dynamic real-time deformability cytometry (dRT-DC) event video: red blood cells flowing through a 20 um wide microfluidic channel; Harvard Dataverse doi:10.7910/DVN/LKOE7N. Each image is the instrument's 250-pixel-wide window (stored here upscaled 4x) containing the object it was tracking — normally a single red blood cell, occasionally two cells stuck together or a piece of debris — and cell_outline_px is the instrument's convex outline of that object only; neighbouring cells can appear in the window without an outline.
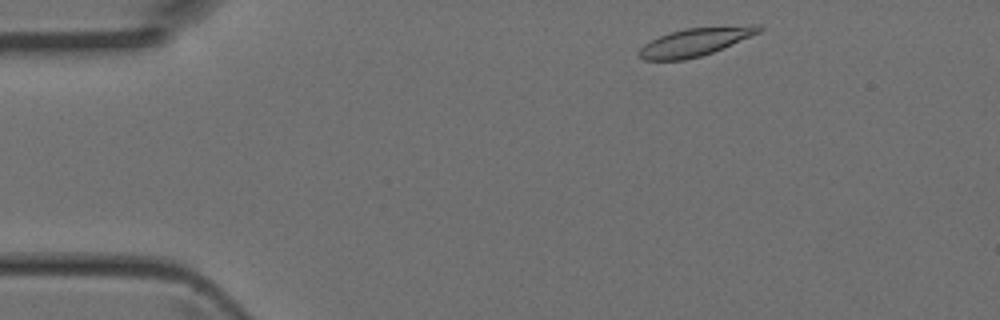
{"species": "Egyptian fruit bat (a non-hibernating species)", "species_latin": "Rousettus aegyptiacus", "temperature_condition": "room temperature", "stored_images_in_passage": 4, "camera_frame_rate_fps": 3000, "um_per_image_px": 0.085, "animal": {"sex": "female"}, "frame": {"image": 1, "passage_image": 1, "time_ms": 0.0, "image_size_px": [1000, 320], "cell_outline_px": [[764, 28], [760, 32], [712, 52], [700, 56], [684, 60], [644, 60], [640, 56], [640, 48], [644, 44], [660, 36], [684, 28], [752, 24], [760, 24]], "centroid_in_image_um": [59.14, 3.54], "position_along_channel_um": 25.9, "area_um2": 19.42}}
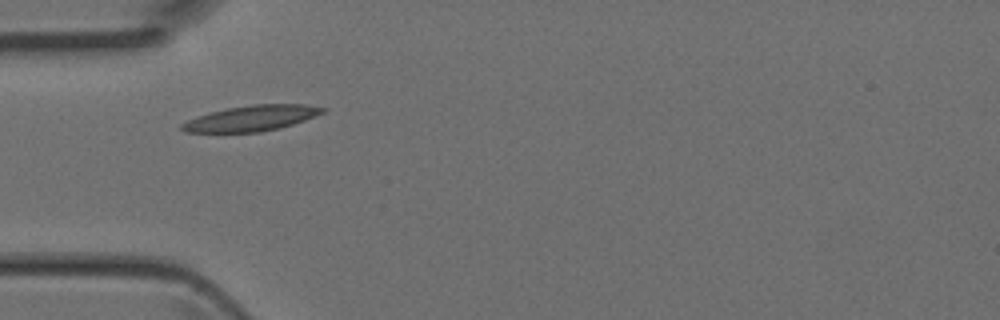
{"frame": {"image": 2, "passage_image": 3, "time_ms": 0.667, "image_size_px": [1000, 320], "cell_outline_px": [[328, 108], [324, 112], [304, 120], [280, 128], [260, 132], [184, 132], [180, 128], [180, 124], [196, 116], [228, 108], [252, 104], [304, 104]], "centroid_in_image_um": [21.37, 10.05], "position_along_channel_um": 63.6, "area_um2": 20.87}}
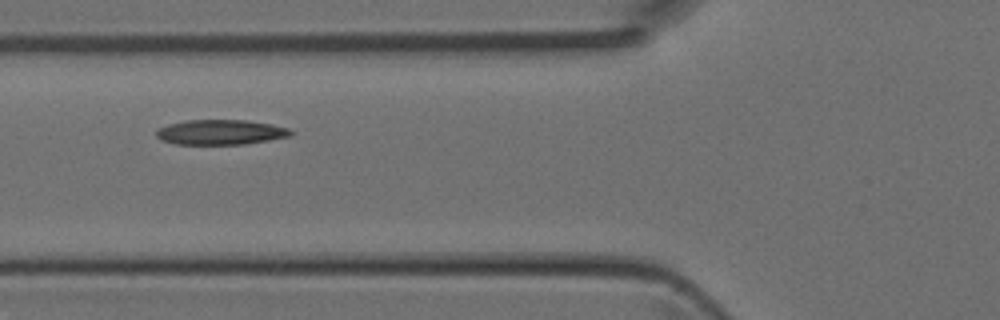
{"frame": {"image": 3, "passage_image": 4, "time_ms": 1.0, "image_size_px": [1000, 320], "cell_outline_px": [[292, 136], [244, 144], [176, 144], [160, 140], [156, 136], [156, 132], [160, 128], [168, 124], [184, 120], [248, 120], [272, 124], [288, 128], [292, 132]], "centroid_in_image_um": [18.75, 11.23], "position_along_channel_um": 107.1, "area_um2": 19.59}}